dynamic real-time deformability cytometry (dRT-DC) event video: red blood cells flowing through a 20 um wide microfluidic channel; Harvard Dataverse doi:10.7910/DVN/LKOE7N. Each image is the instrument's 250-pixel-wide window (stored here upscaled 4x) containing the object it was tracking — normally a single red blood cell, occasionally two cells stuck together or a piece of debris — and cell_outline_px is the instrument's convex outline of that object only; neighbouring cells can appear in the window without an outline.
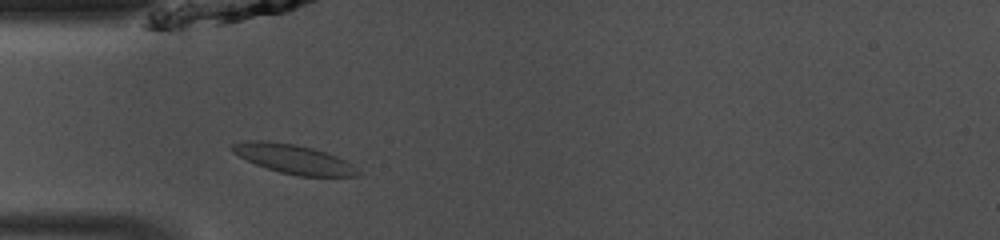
{"species": "common noctule bat (a hibernating species)", "species_latin": "Nyctalus noctula", "temperature_condition": "room temperature", "stored_images_in_passage": 40, "camera_frame_rate_fps": 3000, "um_per_image_px": 0.085, "animal": {"sex": "male", "body_mass_g": 13.0, "forearm_length_mm": 53.1}, "frame": {"image": 1, "passage_image": 6, "time_ms": 1.667, "image_size_px": [1000, 240], "cell_outline_px": [[360, 176], [300, 176], [280, 172], [256, 164], [232, 152], [232, 144], [252, 140], [268, 140], [296, 144], [312, 148], [336, 156], [352, 164], [360, 172]], "centroid_in_image_um": [24.98, 13.51], "position_along_channel_um": 60.0, "area_um2": 21.1}}
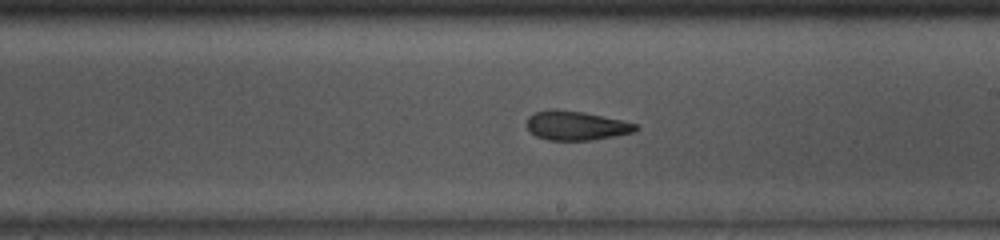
{"frame": {"image": 2, "passage_image": 19, "time_ms": 6.0, "image_size_px": [1000, 240], "cell_outline_px": [[640, 128], [632, 132], [616, 136], [592, 140], [548, 140], [536, 136], [528, 128], [528, 116], [536, 112], [552, 108], [584, 112], [620, 120], [636, 124]], "centroid_in_image_um": [48.97, 10.67], "position_along_channel_um": 240.0, "area_um2": 18.38}}
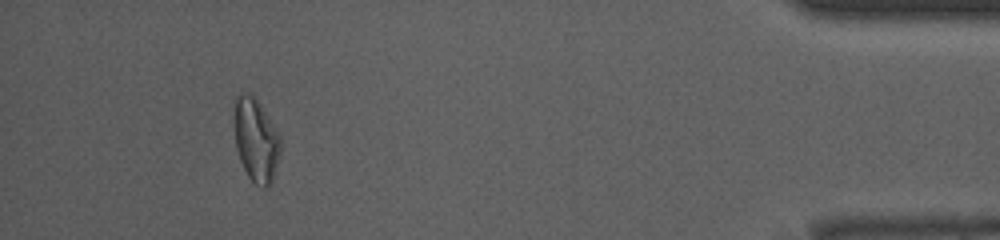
{"frame": {"image": 3, "passage_image": 36, "time_ms": 11.667, "image_size_px": [1000, 240], "cell_outline_px": [[280, 156], [272, 180], [264, 188], [256, 184], [248, 176], [240, 160], [236, 148], [232, 112], [232, 100], [240, 92], [252, 92], [256, 96], [280, 136]], "centroid_in_image_um": [21.71, 11.79], "position_along_channel_um": 413.5, "area_um2": 23.06}, "authors_computed_cell_mechanics": {"area_um2": 19.8254, "velocity_mm_per_s": 4.1515, "shape_relaxation_time_tau1_ms": null, "shape_relaxation_time_tau2_ms": 3.749, "deformation_change_tau1": null, "deformation_change_tau2": 0.1069}}